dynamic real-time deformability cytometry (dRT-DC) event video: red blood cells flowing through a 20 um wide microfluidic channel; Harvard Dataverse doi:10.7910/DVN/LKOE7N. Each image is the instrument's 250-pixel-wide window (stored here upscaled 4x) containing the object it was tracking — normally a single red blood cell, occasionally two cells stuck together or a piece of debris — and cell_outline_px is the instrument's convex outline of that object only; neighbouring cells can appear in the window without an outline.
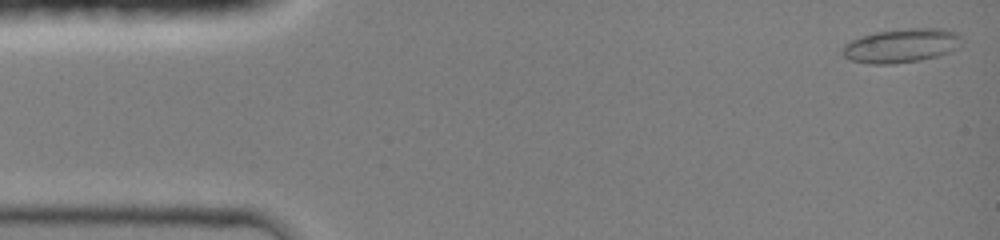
{"species": "common noctule bat (a hibernating species)", "species_latin": "Nyctalus noctula", "temperature_condition": "room temperature", "stored_images_in_passage": 12, "camera_frame_rate_fps": 3000, "um_per_image_px": 0.085, "animal": {"sex": "female", "body_mass_g": 19.0, "forearm_length_mm": 51.5}, "frame": {"image": 1, "passage_image": 1, "time_ms": 0.0, "image_size_px": [1000, 240], "cell_outline_px": [[960, 36], [956, 48], [948, 52], [936, 56], [920, 60], [892, 64], [868, 64], [852, 60], [844, 56], [840, 52], [840, 48], [844, 44], [852, 40], [876, 32], [908, 28], [940, 28], [956, 32]], "centroid_in_image_um": [76.55, 3.88], "position_along_channel_um": 8.4, "area_um2": 23.35}}
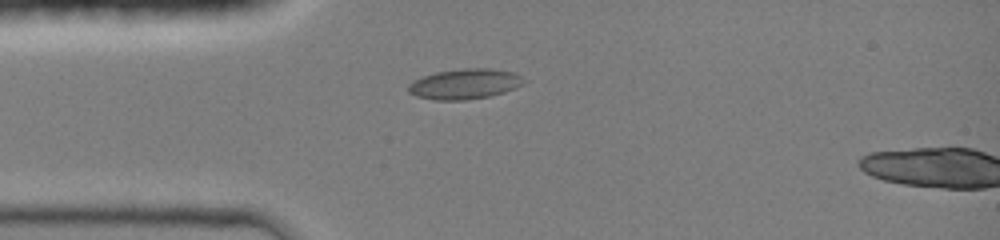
{"frame": {"image": 2, "passage_image": 10, "time_ms": 3.333, "image_size_px": [1000, 240], "cell_outline_px": [[528, 80], [524, 84], [516, 88], [504, 92], [488, 96], [464, 100], [436, 100], [416, 96], [408, 92], [408, 84], [412, 80], [436, 72], [464, 68], [488, 68], [512, 72]], "centroid_in_image_um": [39.5, 7.13], "position_along_channel_um": 45.5, "area_um2": 20.4}}